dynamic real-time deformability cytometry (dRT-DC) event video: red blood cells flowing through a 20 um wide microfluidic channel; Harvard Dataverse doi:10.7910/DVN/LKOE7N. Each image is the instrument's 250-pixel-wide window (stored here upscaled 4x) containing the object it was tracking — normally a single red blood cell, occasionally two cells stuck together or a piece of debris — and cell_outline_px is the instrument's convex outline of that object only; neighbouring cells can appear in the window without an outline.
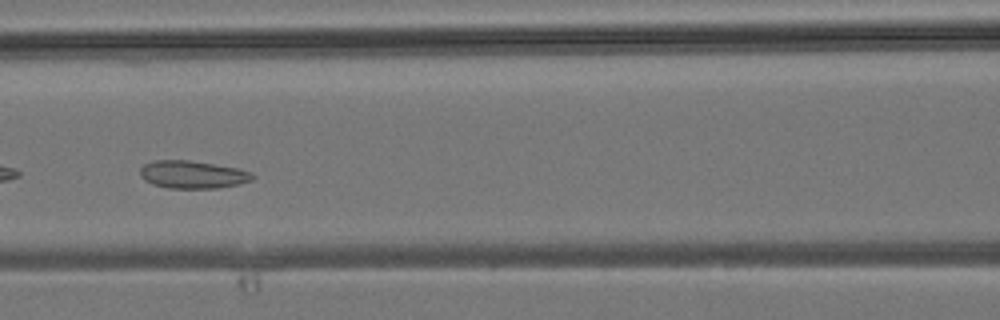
{"species": "common noctule bat (a hibernating species)", "species_latin": "Nyctalus noctula", "temperature_condition": "room temperature", "stored_images_in_passage": 29, "camera_frame_rate_fps": 3000, "um_per_image_px": 0.085, "animal": {"sex": "male", "body_mass_g": 19.2, "forearm_length_mm": 51.8}, "frame": {"image": 1, "passage_image": 17, "time_ms": 5.333, "image_size_px": [1000, 320], "cell_outline_px": [[256, 176], [252, 180], [240, 184], [216, 188], [168, 188], [152, 184], [144, 180], [140, 176], [140, 168], [144, 164], [156, 160], [188, 160], [240, 168], [252, 172]], "centroid_in_image_um": [16.4, 14.84], "position_along_channel_um": 150.2, "area_um2": 18.32}}
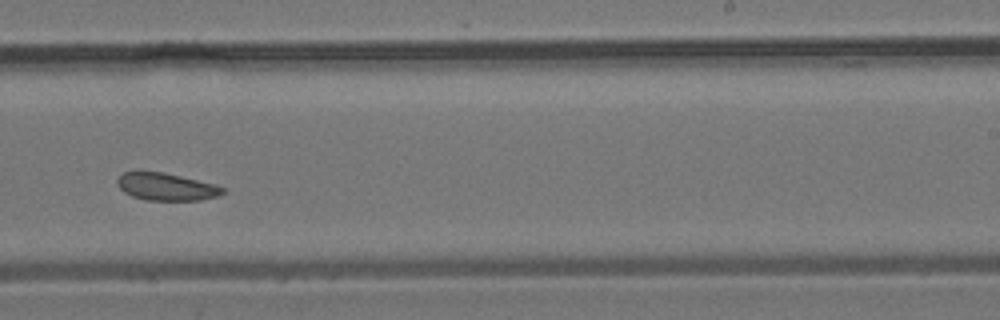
{"frame": {"image": 2, "passage_image": 25, "time_ms": 8.0, "image_size_px": [1000, 320], "cell_outline_px": [[224, 192], [216, 196], [200, 200], [144, 200], [132, 196], [124, 192], [116, 184], [116, 180], [124, 172], [136, 168], [140, 168], [164, 172], [216, 184], [224, 188]], "centroid_in_image_um": [14.05, 15.82], "position_along_channel_um": 275.0, "area_um2": 17.4}}